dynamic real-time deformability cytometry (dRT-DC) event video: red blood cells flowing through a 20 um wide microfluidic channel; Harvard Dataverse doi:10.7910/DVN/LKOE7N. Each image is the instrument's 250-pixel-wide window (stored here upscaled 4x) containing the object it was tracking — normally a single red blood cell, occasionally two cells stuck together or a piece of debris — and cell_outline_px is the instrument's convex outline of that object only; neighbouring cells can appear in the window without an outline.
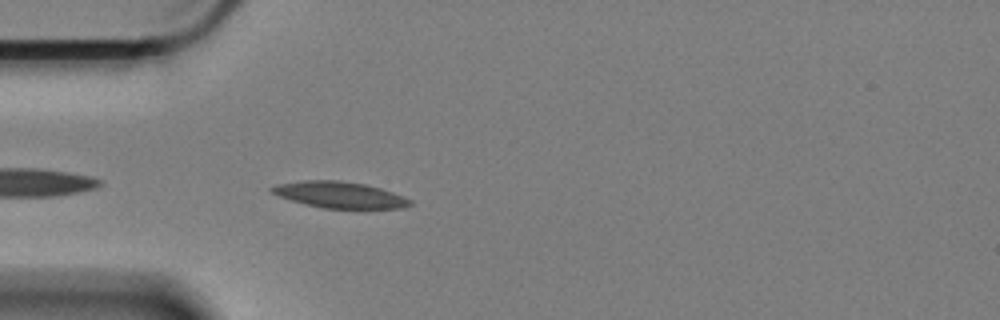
{"species": "Egyptian fruit bat (a non-hibernating species)", "species_latin": "Rousettus aegyptiacus", "temperature_condition": "cold", "stored_images_in_passage": 23, "camera_frame_rate_fps": 3000, "um_per_image_px": 0.085, "animal": {"sex": "female"}, "frame": {"image": 1, "passage_image": 3, "time_ms": 0.667, "image_size_px": [1000, 320], "cell_outline_px": [[412, 204], [404, 208], [360, 212], [324, 208], [304, 204], [276, 196], [268, 188], [276, 184], [304, 180], [336, 180], [364, 184], [380, 188], [404, 196], [412, 200]], "centroid_in_image_um": [28.94, 16.62], "position_along_channel_um": 56.1, "area_um2": 22.37}}
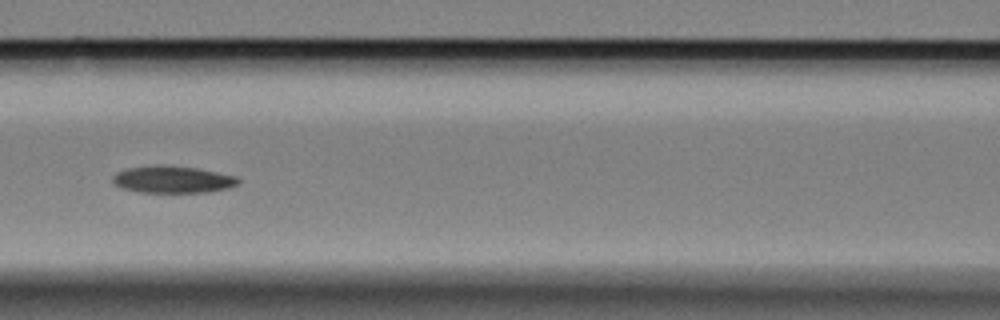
{"frame": {"image": 2, "passage_image": 12, "time_ms": 3.667, "image_size_px": [1000, 320], "cell_outline_px": [[240, 184], [228, 188], [204, 192], [140, 192], [120, 188], [112, 180], [112, 176], [116, 172], [128, 168], [196, 168], [236, 176], [240, 180]], "centroid_in_image_um": [14.71, 15.31], "position_along_channel_um": 151.9, "area_um2": 18.79}}
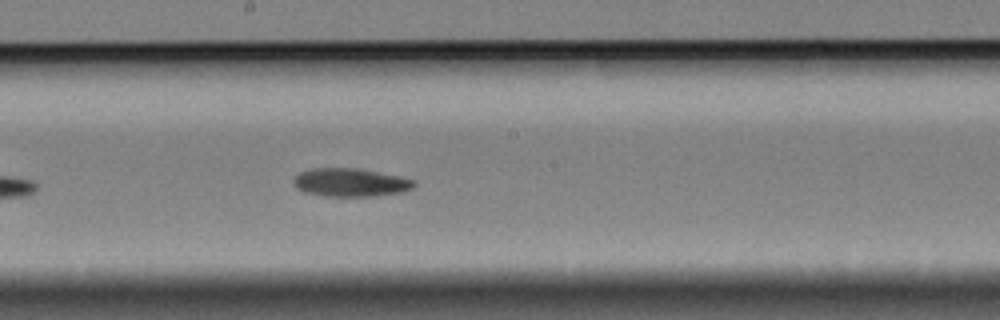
{"frame": {"image": 3, "passage_image": 18, "time_ms": 5.667, "image_size_px": [1000, 320], "cell_outline_px": [[416, 184], [412, 188], [404, 192], [372, 196], [324, 196], [304, 192], [296, 188], [292, 180], [300, 172], [312, 168], [360, 168], [416, 180]], "centroid_in_image_um": [29.78, 15.51], "position_along_channel_um": 218.4, "area_um2": 19.94}}